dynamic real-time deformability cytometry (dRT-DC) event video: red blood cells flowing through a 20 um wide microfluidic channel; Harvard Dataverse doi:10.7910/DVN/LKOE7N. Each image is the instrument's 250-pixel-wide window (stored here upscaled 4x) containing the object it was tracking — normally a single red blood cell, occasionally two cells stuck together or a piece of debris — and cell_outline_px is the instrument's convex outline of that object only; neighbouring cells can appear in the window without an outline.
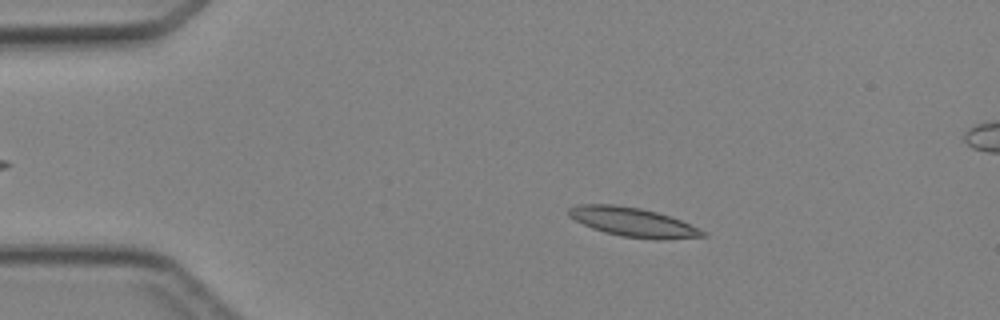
{"species": "Egyptian fruit bat (a non-hibernating species)", "species_latin": "Rousettus aegyptiacus", "temperature_condition": "cold", "stored_images_in_passage": 4, "camera_frame_rate_fps": 3000, "um_per_image_px": 0.085, "animal": {"sex": "female"}, "frame": {"image": 1, "passage_image": 2, "time_ms": 1.0, "image_size_px": [1000, 320], "cell_outline_px": [[708, 236], [624, 236], [604, 232], [592, 228], [568, 216], [568, 208], [576, 204], [616, 204], [640, 208], [656, 212], [680, 220], [708, 232]], "centroid_in_image_um": [53.66, 18.8], "position_along_channel_um": 31.3, "area_um2": 21.44}}
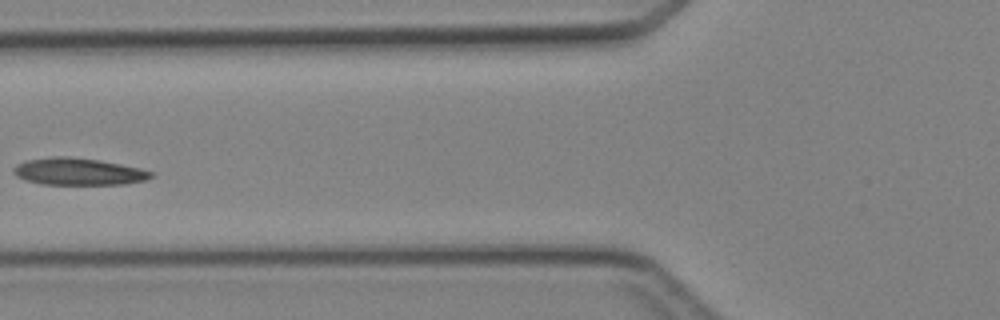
{"frame": {"image": 2, "passage_image": 4, "time_ms": 4.333, "image_size_px": [1000, 320], "cell_outline_px": [[152, 176], [148, 180], [124, 184], [40, 184], [24, 180], [16, 176], [12, 172], [12, 168], [16, 164], [28, 160], [52, 156], [64, 156], [100, 160], [140, 168], [152, 172]], "centroid_in_image_um": [6.63, 14.58], "position_along_channel_um": 119.2, "area_um2": 21.73}}